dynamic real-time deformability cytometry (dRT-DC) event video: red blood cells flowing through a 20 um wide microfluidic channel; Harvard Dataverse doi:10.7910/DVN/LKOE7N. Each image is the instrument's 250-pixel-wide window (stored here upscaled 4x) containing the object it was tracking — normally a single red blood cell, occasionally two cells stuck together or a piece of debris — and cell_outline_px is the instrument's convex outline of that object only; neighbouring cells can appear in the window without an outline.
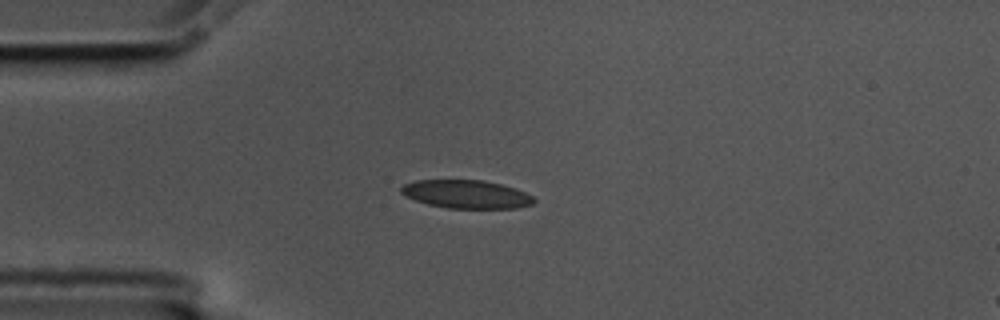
{"species": "common noctule bat (a hibernating species)", "species_latin": "Nyctalus noctula", "temperature_condition": "cold", "stored_images_in_passage": 7, "camera_frame_rate_fps": 3000, "um_per_image_px": 0.085, "animal": {"sex": "male", "body_mass_g": 17.5, "forearm_length_mm": 52.3}, "frame": {"image": 1, "passage_image": 3, "time_ms": 0.667, "image_size_px": [1000, 320], "cell_outline_px": [[536, 200], [532, 204], [516, 208], [448, 208], [428, 204], [404, 196], [400, 192], [400, 188], [404, 184], [416, 180], [484, 180], [516, 188], [532, 196]], "centroid_in_image_um": [39.63, 16.5], "position_along_channel_um": 45.4, "area_um2": 21.85}}